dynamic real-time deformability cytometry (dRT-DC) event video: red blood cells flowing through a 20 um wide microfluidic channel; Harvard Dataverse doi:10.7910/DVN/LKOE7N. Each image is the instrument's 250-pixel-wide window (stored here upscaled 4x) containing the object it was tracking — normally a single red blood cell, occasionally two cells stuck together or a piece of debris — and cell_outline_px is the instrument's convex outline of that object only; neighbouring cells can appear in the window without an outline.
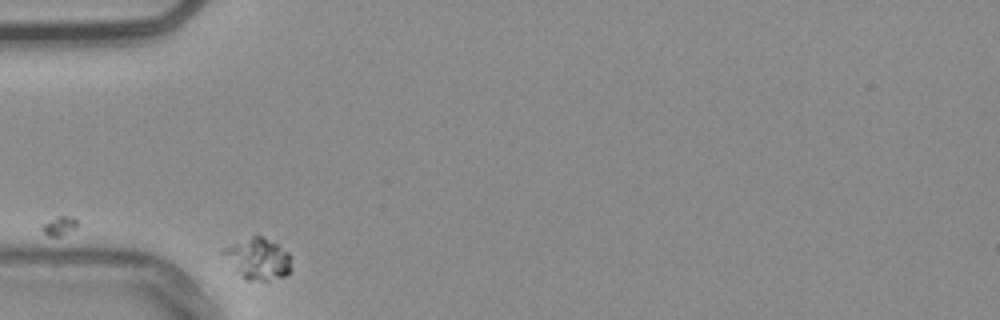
{"species": "common noctule bat (a hibernating species)", "species_latin": "Nyctalus noctula", "temperature_condition": "warm", "stored_images_in_passage": 34, "camera_frame_rate_fps": 3000, "um_per_image_px": 0.085, "animal": {"sex": "male", "body_mass_g": 20.4}, "frame": {"image": 1, "passage_image": 1, "time_ms": 0.0, "image_size_px": [1000, 320], "cell_outline_px": [[292, 268], [284, 276], [268, 280], [244, 280], [220, 252], [220, 248], [256, 232], [276, 244], [288, 252], [292, 256]], "centroid_in_image_um": [21.9, 21.94], "position_along_channel_um": 63.1, "area_um2": 16.88}}
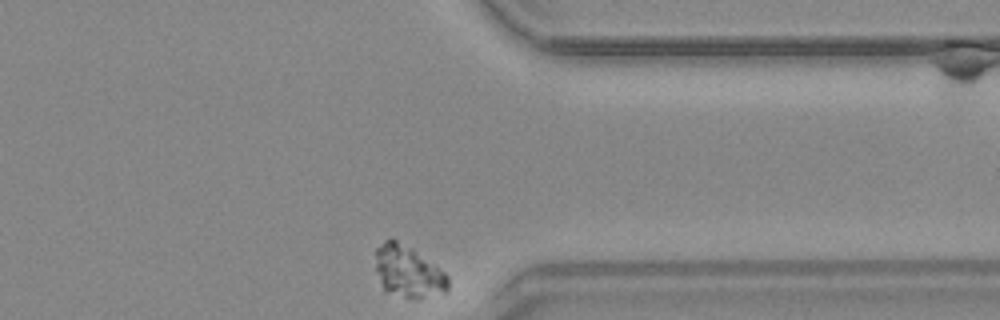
{"frame": {"image": 2, "passage_image": 34, "time_ms": 11.0, "image_size_px": [1000, 320], "cell_outline_px": [[448, 292], [420, 296], [404, 296], [384, 292], [376, 268], [376, 248], [384, 240], [396, 240], [412, 248], [444, 272], [448, 276]], "centroid_in_image_um": [34.67, 23.06], "position_along_channel_um": 376.7, "area_um2": 21.21}}